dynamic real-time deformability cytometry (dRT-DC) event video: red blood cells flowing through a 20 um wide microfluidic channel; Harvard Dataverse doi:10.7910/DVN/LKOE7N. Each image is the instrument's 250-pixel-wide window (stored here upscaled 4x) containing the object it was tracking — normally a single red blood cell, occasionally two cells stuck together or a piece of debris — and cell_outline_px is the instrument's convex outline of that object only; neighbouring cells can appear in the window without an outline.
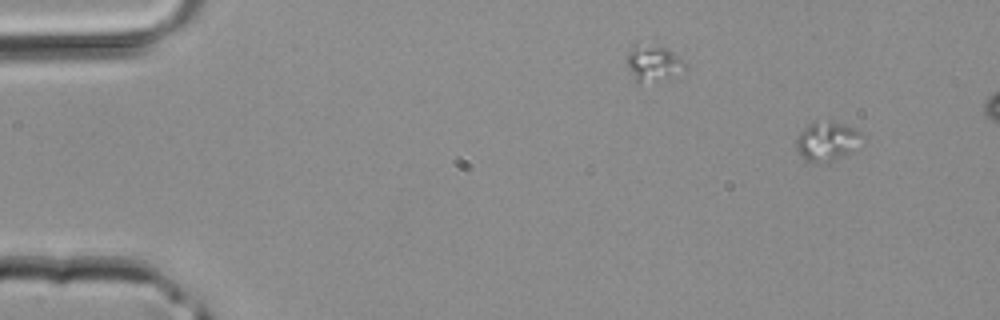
{"species": "common noctule bat (a hibernating species)", "species_latin": "Nyctalus noctula", "temperature_condition": "room temperature", "stored_images_in_passage": 11, "camera_frame_rate_fps": 3000, "um_per_image_px": 0.085, "animal": {"sex": "male", "body_mass_g": 20.4}, "frame": {"image": 1, "passage_image": 1, "time_ms": 0.0, "image_size_px": [1000, 320], "cell_outline_px": [[860, 132], [852, 152], [832, 160], [804, 160], [796, 148], [796, 136], [808, 124], [828, 120], [832, 120], [848, 124]], "centroid_in_image_um": [70.24, 11.94], "position_along_channel_um": 14.8, "area_um2": 14.45}}